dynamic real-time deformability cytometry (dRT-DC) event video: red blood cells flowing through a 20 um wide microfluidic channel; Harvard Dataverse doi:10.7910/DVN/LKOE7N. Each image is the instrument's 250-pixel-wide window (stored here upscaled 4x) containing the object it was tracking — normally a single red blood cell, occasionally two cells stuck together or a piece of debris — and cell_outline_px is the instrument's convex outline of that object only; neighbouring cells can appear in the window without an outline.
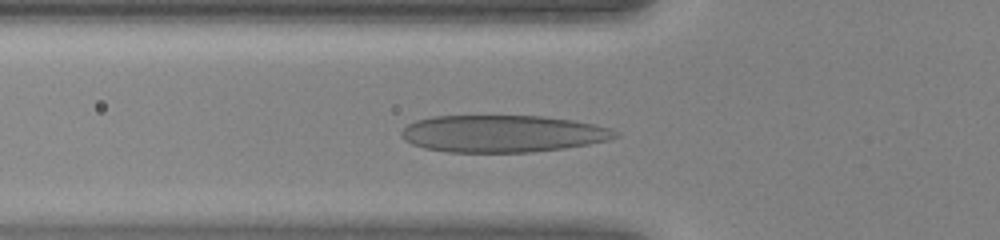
{"species": "human", "species_latin": "Homo sapiens", "temperature_condition": "warm", "stored_images_in_passage": 32, "camera_frame_rate_fps": 3000, "um_per_image_px": 0.085, "donor": {"sex": "female"}, "frame": {"image": 1, "passage_image": 6, "time_ms": 1.667, "image_size_px": [1000, 240], "cell_outline_px": [[620, 136], [608, 140], [588, 144], [564, 148], [532, 152], [448, 152], [424, 148], [412, 144], [404, 140], [400, 136], [400, 132], [408, 124], [416, 120], [432, 116], [544, 116], [572, 120], [596, 124], [612, 128], [620, 132]], "centroid_in_image_um": [42.74, 11.36], "position_along_channel_um": 83.1, "area_um2": 46.53}}
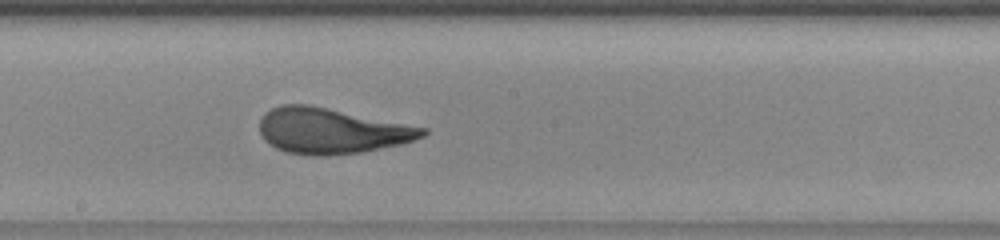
{"frame": {"image": 2, "passage_image": 15, "time_ms": 4.667, "image_size_px": [1000, 240], "cell_outline_px": [[428, 132], [424, 136], [400, 144], [360, 152], [328, 156], [312, 156], [284, 152], [276, 148], [264, 140], [260, 132], [260, 120], [264, 112], [280, 104], [308, 104], [428, 128]], "centroid_in_image_um": [28.13, 11.12], "position_along_channel_um": 220.1, "area_um2": 43.35}}
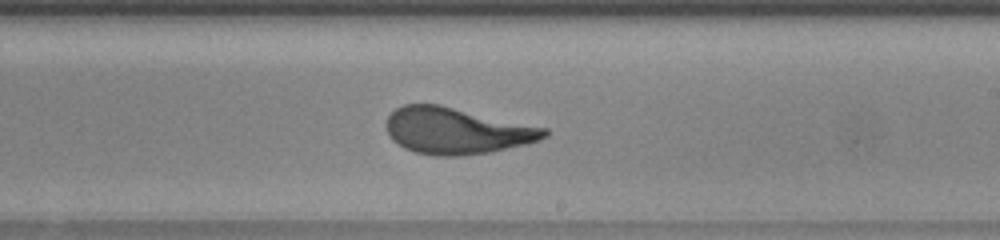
{"frame": {"image": 3, "passage_image": 17, "time_ms": 5.333, "image_size_px": [1000, 240], "cell_outline_px": [[548, 136], [540, 140], [528, 144], [492, 152], [460, 156], [436, 156], [416, 152], [404, 148], [392, 140], [384, 124], [388, 116], [396, 108], [404, 104], [440, 104], [548, 128]], "centroid_in_image_um": [38.83, 11.12], "position_along_channel_um": 250.2, "area_um2": 43.18}}